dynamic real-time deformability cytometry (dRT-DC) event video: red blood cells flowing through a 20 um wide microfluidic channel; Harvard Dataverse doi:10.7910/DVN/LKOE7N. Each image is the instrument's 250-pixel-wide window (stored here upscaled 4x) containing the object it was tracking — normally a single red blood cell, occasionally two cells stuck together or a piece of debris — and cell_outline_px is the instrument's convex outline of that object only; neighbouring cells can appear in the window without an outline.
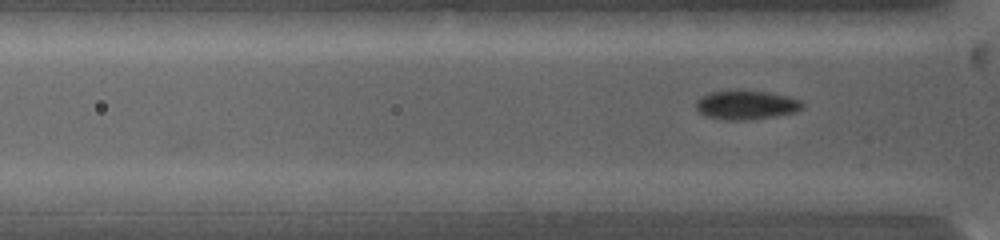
{"species": "common noctule bat (a hibernating species)", "species_latin": "Nyctalus noctula", "temperature_condition": "warm", "stored_images_in_passage": 5, "camera_frame_rate_fps": 5000, "um_per_image_px": 0.085, "animal": {"sex": "female", "body_mass_g": 19.0, "forearm_length_mm": 53.3}, "frame": {"image": 1, "passage_image": 5, "time_ms": 3.0, "image_size_px": [1000, 240], "cell_outline_px": [[804, 108], [796, 112], [776, 116], [752, 120], [724, 120], [704, 116], [696, 108], [696, 100], [700, 96], [708, 92], [768, 92], [788, 96], [800, 100], [804, 104]], "centroid_in_image_um": [63.44, 8.95], "position_along_channel_um": 62.4, "area_um2": 17.92}}